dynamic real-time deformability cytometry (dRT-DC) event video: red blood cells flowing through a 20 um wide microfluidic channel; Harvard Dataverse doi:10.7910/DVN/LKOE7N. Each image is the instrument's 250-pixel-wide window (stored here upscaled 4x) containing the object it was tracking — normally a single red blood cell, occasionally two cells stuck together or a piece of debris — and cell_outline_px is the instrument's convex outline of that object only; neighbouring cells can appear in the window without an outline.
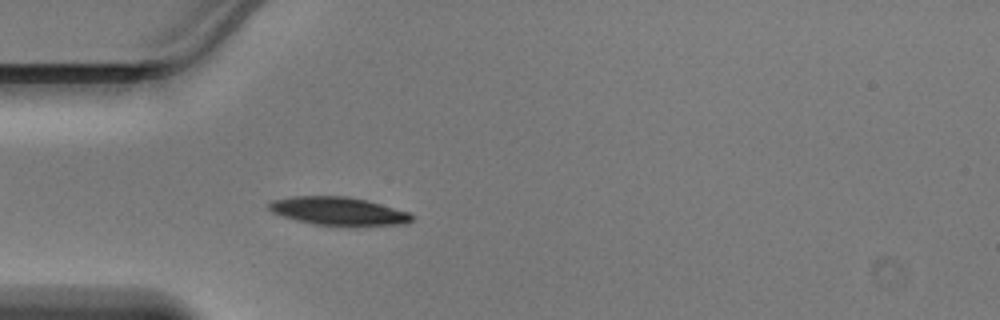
{"species": "Egyptian fruit bat (a non-hibernating species)", "species_latin": "Rousettus aegyptiacus", "temperature_condition": "warm", "stored_images_in_passage": 25, "camera_frame_rate_fps": 3000, "um_per_image_px": 0.085, "animal": {"sex": "male"}, "frame": {"image": 1, "passage_image": 5, "time_ms": 1.333, "image_size_px": [1000, 320], "cell_outline_px": [[412, 220], [408, 224], [312, 224], [296, 220], [272, 212], [268, 208], [268, 204], [272, 200], [292, 196], [348, 196], [368, 200], [408, 212], [412, 216]], "centroid_in_image_um": [28.72, 17.91], "position_along_channel_um": 56.3, "area_um2": 22.89}}
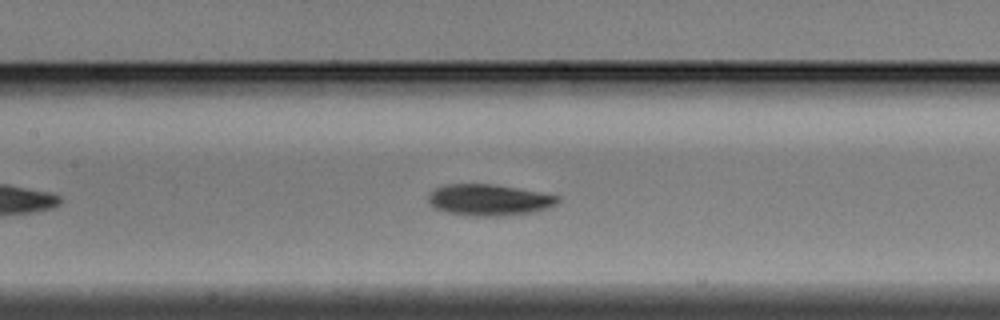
{"frame": {"image": 2, "passage_image": 13, "time_ms": 4.0, "image_size_px": [1000, 320], "cell_outline_px": [[560, 200], [556, 204], [532, 212], [500, 216], [468, 216], [444, 212], [428, 204], [428, 196], [436, 188], [444, 184], [496, 184], [560, 196]], "centroid_in_image_um": [41.52, 16.99], "position_along_channel_um": 165.9, "area_um2": 23.64}}
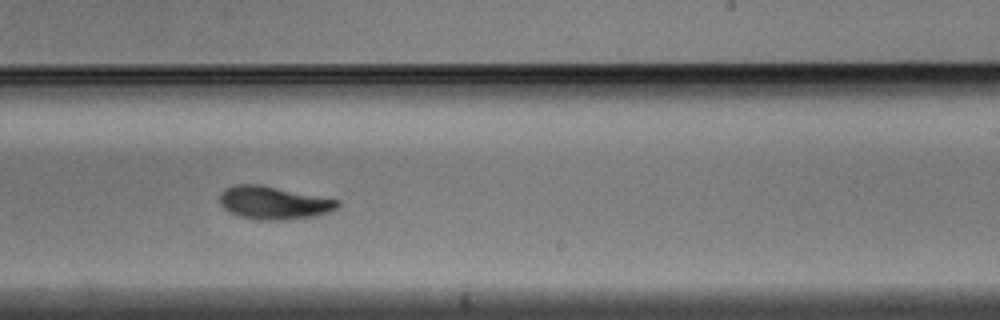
{"frame": {"image": 3, "passage_image": 20, "time_ms": 6.333, "image_size_px": [1000, 320], "cell_outline_px": [[340, 204], [336, 208], [328, 212], [312, 216], [288, 220], [260, 220], [240, 216], [228, 212], [220, 204], [220, 192], [224, 188], [232, 184], [260, 184], [340, 200]], "centroid_in_image_um": [23.22, 17.22], "position_along_channel_um": 265.8, "area_um2": 22.77}}